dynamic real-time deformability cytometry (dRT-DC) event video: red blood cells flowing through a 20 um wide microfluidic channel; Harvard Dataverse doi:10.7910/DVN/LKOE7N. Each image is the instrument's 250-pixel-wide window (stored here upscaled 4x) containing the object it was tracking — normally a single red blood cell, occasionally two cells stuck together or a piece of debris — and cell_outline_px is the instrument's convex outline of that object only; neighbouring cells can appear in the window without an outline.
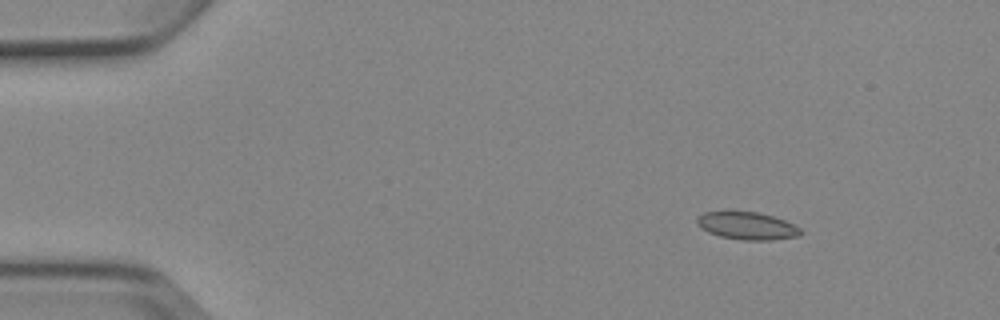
{"species": "Egyptian fruit bat (a non-hibernating species)", "species_latin": "Rousettus aegyptiacus", "temperature_condition": "cold", "stored_images_in_passage": 9, "camera_frame_rate_fps": 3000, "um_per_image_px": 0.085, "animal": {"sex": "female"}, "frame": {"image": 1, "passage_image": 2, "time_ms": 1.333, "image_size_px": [1000, 320], "cell_outline_px": [[804, 232], [800, 236], [772, 240], [740, 240], [720, 236], [708, 232], [700, 228], [696, 224], [696, 216], [704, 212], [756, 212], [772, 216], [784, 220], [800, 228]], "centroid_in_image_um": [63.49, 19.21], "position_along_channel_um": 21.5, "area_um2": 16.7}}
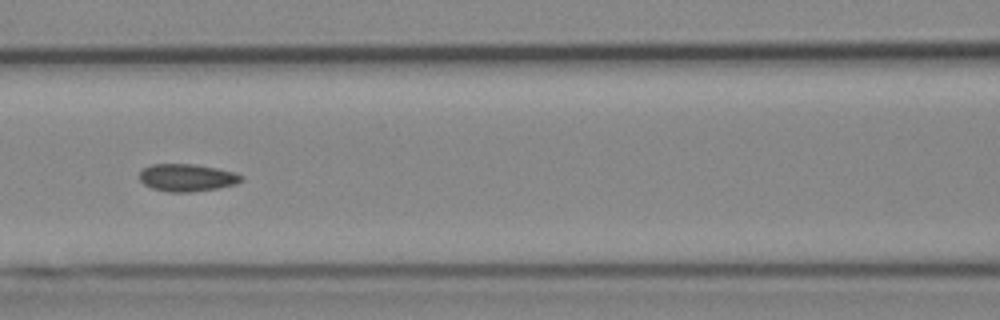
{"frame": {"image": 2, "passage_image": 7, "time_ms": 7.0, "image_size_px": [1000, 320], "cell_outline_px": [[244, 180], [236, 184], [216, 188], [188, 192], [168, 192], [152, 188], [144, 184], [140, 180], [140, 172], [144, 168], [152, 164], [196, 164], [236, 172], [244, 176]], "centroid_in_image_um": [15.92, 15.09], "position_along_channel_um": 150.7, "area_um2": 16.3}}
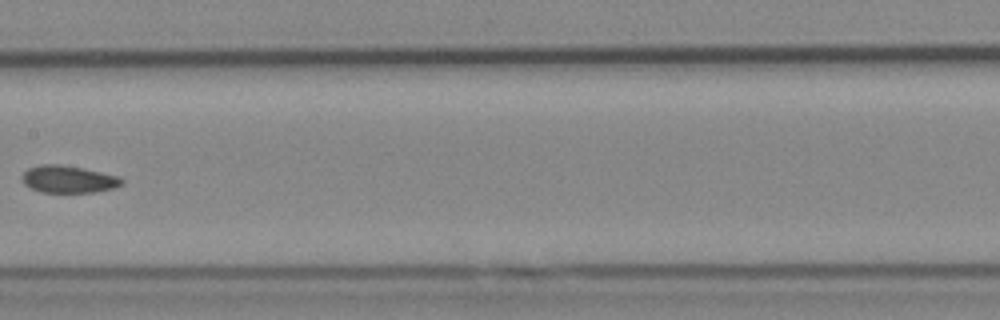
{"frame": {"image": 3, "passage_image": 8, "time_ms": 8.333, "image_size_px": [1000, 320], "cell_outline_px": [[124, 184], [112, 188], [92, 192], [40, 192], [24, 184], [20, 176], [28, 168], [40, 164], [60, 164], [84, 168], [120, 176], [124, 180]], "centroid_in_image_um": [5.81, 15.22], "position_along_channel_um": 201.6, "area_um2": 15.95}}